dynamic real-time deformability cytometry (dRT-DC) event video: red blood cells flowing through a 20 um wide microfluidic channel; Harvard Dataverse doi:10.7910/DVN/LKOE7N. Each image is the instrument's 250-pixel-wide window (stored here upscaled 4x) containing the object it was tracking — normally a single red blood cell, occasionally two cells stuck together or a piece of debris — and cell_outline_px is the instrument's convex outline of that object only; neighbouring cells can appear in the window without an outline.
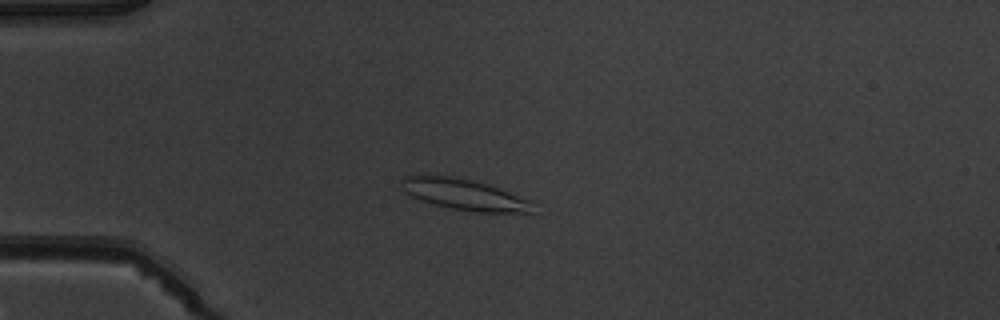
{"species": "common noctule bat (a hibernating species)", "species_latin": "Nyctalus noctula", "temperature_condition": "warm", "stored_images_in_passage": 3, "camera_frame_rate_fps": 3000, "um_per_image_px": 0.085, "animal": {"sex": "male", "body_mass_g": 19.5, "forearm_length_mm": 54.6}, "frame": {"image": 1, "passage_image": 3, "time_ms": 2.667, "image_size_px": [1000, 320], "cell_outline_px": [[532, 212], [480, 212], [452, 208], [436, 204], [412, 196], [404, 192], [400, 180], [404, 176], [452, 176], [484, 184], [532, 200]], "centroid_in_image_um": [39.45, 16.54], "position_along_channel_um": 45.5, "area_um2": 22.83}}